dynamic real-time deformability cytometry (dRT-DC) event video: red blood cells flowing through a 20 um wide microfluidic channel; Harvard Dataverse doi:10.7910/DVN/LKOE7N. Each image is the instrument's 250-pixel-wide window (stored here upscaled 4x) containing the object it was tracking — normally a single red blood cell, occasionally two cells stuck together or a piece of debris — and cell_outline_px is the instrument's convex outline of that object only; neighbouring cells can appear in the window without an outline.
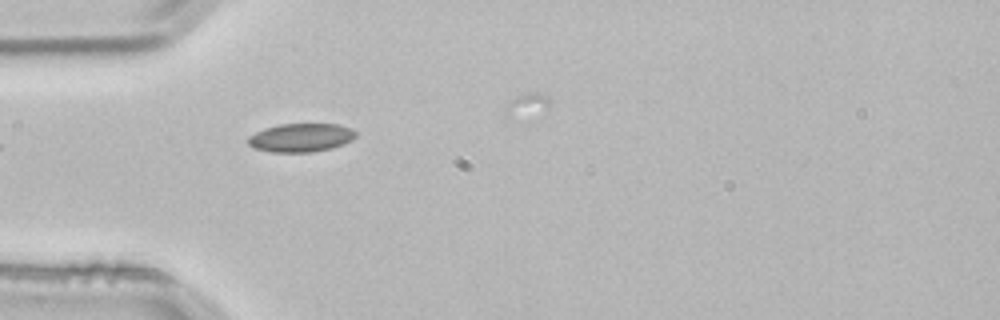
{"species": "common noctule bat (a hibernating species)", "species_latin": "Nyctalus noctula", "temperature_condition": "room temperature", "stored_images_in_passage": 3, "camera_frame_rate_fps": 3000, "um_per_image_px": 0.085, "animal": {"sex": "male", "body_mass_g": 21.5, "forearm_length_mm": 52.0}, "frame": {"image": 1, "passage_image": 3, "time_ms": 0.667, "image_size_px": [1000, 320], "cell_outline_px": [[356, 136], [352, 140], [344, 144], [332, 148], [312, 152], [272, 152], [252, 148], [248, 144], [248, 136], [264, 128], [280, 124], [340, 124], [352, 128], [356, 132]], "centroid_in_image_um": [25.59, 11.7], "position_along_channel_um": 59.4, "area_um2": 18.09}}